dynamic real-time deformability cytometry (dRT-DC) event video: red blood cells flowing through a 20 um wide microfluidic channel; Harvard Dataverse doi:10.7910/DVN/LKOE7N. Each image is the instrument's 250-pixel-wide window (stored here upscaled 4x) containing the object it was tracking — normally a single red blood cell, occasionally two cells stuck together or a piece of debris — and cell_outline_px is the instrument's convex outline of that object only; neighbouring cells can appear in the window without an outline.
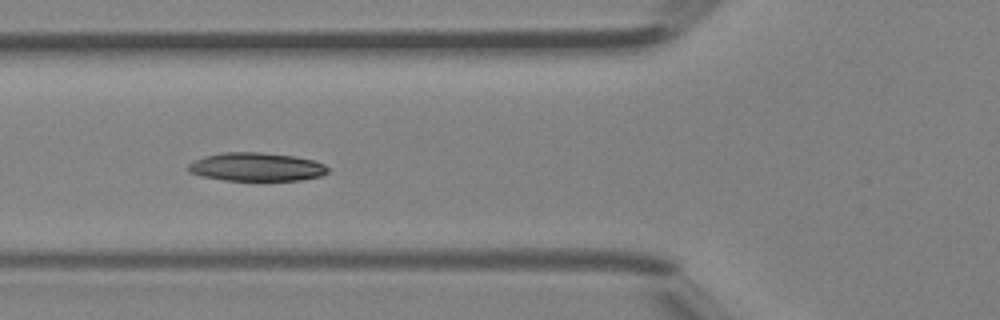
{"species": "Egyptian fruit bat (a non-hibernating species)", "species_latin": "Rousettus aegyptiacus", "temperature_condition": "room temperature", "stored_images_in_passage": 30, "camera_frame_rate_fps": 3000, "um_per_image_px": 0.085, "animal": {"sex": "female"}, "frame": {"image": 1, "passage_image": 5, "time_ms": 1.333, "image_size_px": [1000, 320], "cell_outline_px": [[328, 172], [320, 176], [300, 180], [224, 180], [200, 176], [188, 172], [188, 164], [204, 156], [224, 152], [260, 152], [296, 156], [316, 160], [324, 164], [328, 168]], "centroid_in_image_um": [21.8, 14.18], "position_along_channel_um": 104.0, "area_um2": 23.24}}
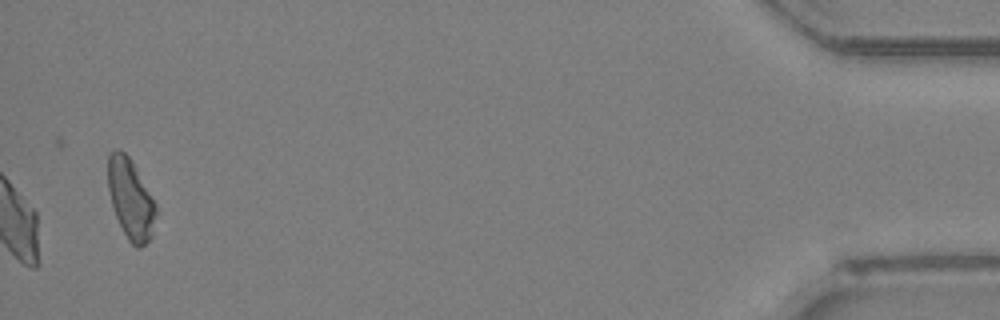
{"frame": {"image": 2, "passage_image": 30, "time_ms": 9.667, "image_size_px": [1000, 320], "cell_outline_px": [[156, 212], [152, 236], [140, 248], [136, 248], [128, 240], [116, 216], [112, 204], [108, 188], [108, 152], [116, 148], [120, 148], [132, 160], [156, 204]], "centroid_in_image_um": [11.1, 16.88], "position_along_channel_um": 424.1, "area_um2": 22.37}}